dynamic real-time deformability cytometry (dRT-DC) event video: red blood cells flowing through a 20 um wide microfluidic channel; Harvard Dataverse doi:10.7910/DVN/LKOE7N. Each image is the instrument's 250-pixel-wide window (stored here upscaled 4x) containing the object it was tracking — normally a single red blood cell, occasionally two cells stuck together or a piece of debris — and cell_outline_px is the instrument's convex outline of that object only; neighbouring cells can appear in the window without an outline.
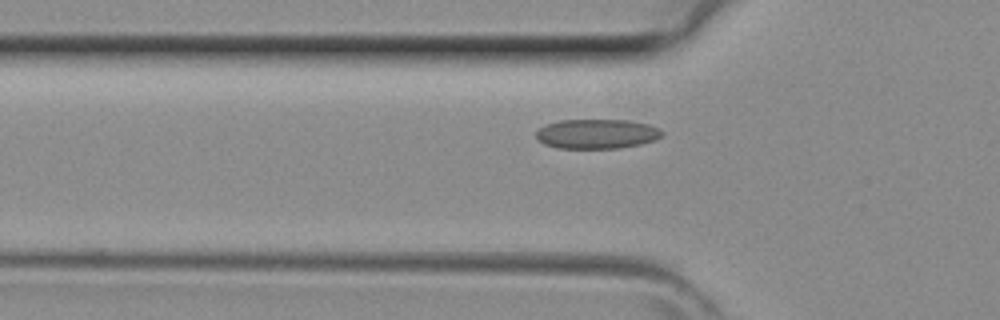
{"species": "common noctule bat (a hibernating species)", "species_latin": "Nyctalus noctula", "temperature_condition": "room temperature", "stored_images_in_passage": 38, "camera_frame_rate_fps": 3000, "um_per_image_px": 0.085, "animal": {"sex": "female", "body_mass_g": 29.2, "forearm_length_mm": 56.3}, "frame": {"image": 1, "passage_image": 9, "time_ms": 2.667, "image_size_px": [1000, 320], "cell_outline_px": [[664, 136], [656, 140], [640, 144], [620, 148], [560, 148], [544, 144], [536, 140], [536, 132], [544, 124], [560, 120], [628, 120], [648, 124], [660, 128], [664, 132]], "centroid_in_image_um": [50.75, 11.38], "position_along_channel_um": 75.0, "area_um2": 21.96}}
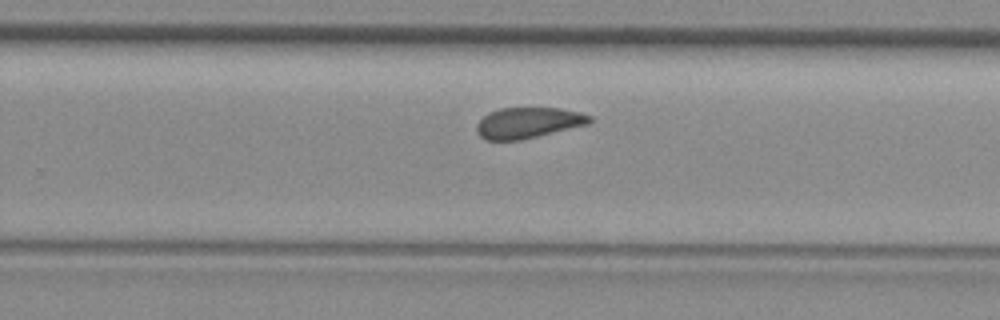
{"frame": {"image": 2, "passage_image": 22, "time_ms": 7.0, "image_size_px": [1000, 320], "cell_outline_px": [[592, 120], [588, 124], [520, 140], [488, 140], [480, 136], [476, 128], [476, 124], [488, 112], [500, 108], [560, 108], [580, 112], [592, 116]], "centroid_in_image_um": [44.89, 10.42], "position_along_channel_um": 284.9, "area_um2": 20.17}}
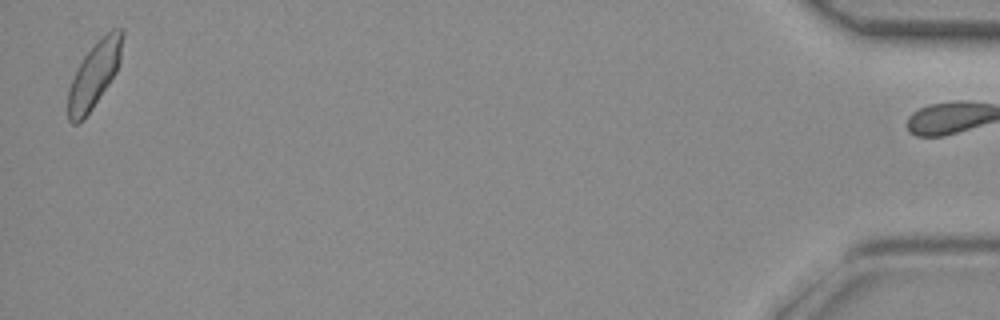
{"frame": {"image": 3, "passage_image": 37, "time_ms": 12.0, "image_size_px": [1000, 320], "cell_outline_px": [[124, 36], [120, 60], [116, 72], [84, 120], [76, 124], [72, 124], [68, 120], [68, 88], [84, 56], [112, 28], [124, 28]], "centroid_in_image_um": [8.03, 6.37], "position_along_channel_um": 427.2, "area_um2": 20.4}}